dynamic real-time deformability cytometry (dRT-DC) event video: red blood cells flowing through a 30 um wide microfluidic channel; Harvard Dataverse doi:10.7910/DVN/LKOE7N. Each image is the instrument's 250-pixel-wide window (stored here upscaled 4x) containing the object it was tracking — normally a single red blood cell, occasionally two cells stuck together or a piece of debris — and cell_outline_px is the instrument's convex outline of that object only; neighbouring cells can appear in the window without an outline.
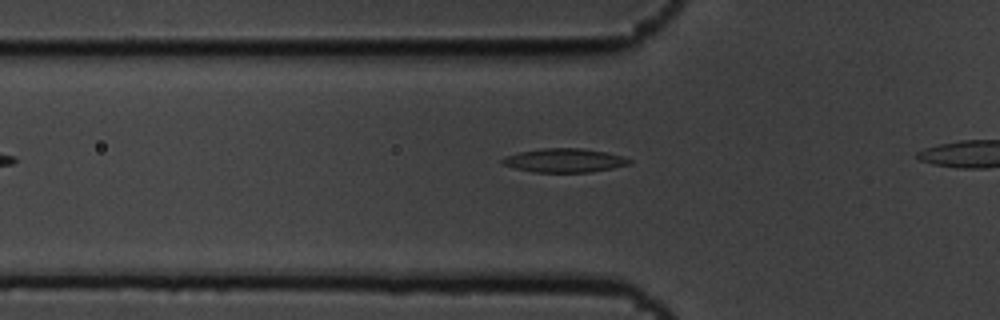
{"species": "common noctule bat (a hibernating species)", "species_latin": "Nyctalus noctula", "temperature_condition": "cold", "stored_images_in_passage": 3, "camera_frame_rate_fps": 3000, "um_per_image_px": 0.085, "animal": {"sex": "male", "body_mass_g": 19.5, "forearm_length_mm": 54.6}, "frame": {"image": 1, "passage_image": 3, "time_ms": 0.667, "image_size_px": [1000, 320], "cell_outline_px": [[632, 160], [628, 164], [612, 168], [592, 172], [536, 172], [516, 168], [504, 164], [500, 160], [508, 156], [520, 152], [540, 148], [580, 148], [604, 152], [620, 156]], "centroid_in_image_um": [47.97, 13.63], "position_along_channel_um": 77.8, "area_um2": 17.22}}